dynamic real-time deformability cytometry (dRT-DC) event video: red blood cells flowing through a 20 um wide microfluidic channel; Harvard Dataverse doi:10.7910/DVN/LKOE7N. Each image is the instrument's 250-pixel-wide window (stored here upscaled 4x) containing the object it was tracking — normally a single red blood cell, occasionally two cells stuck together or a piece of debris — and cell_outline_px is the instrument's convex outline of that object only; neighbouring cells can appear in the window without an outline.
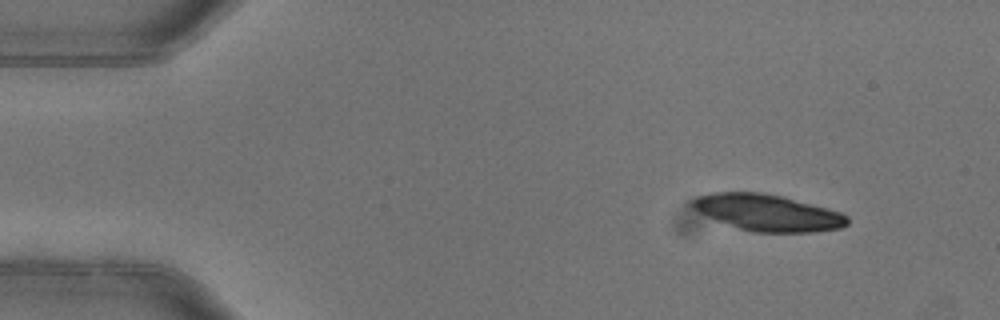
{"species": "common noctule bat (a hibernating species)", "species_latin": "Nyctalus noctula", "temperature_condition": "warm", "stored_images_in_passage": 3, "camera_frame_rate_fps": 3000, "um_per_image_px": 0.085, "animal": {"sex": "female"}, "frame": {"image": 1, "passage_image": 1, "time_ms": 0.0, "image_size_px": [1000, 320], "cell_outline_px": [[848, 224], [840, 228], [812, 232], [752, 232], [716, 220], [692, 208], [692, 200], [696, 196], [712, 192], [760, 192], [784, 196], [828, 208], [840, 212], [848, 216]], "centroid_in_image_um": [65.27, 18.06], "position_along_channel_um": 19.7, "area_um2": 32.89}}